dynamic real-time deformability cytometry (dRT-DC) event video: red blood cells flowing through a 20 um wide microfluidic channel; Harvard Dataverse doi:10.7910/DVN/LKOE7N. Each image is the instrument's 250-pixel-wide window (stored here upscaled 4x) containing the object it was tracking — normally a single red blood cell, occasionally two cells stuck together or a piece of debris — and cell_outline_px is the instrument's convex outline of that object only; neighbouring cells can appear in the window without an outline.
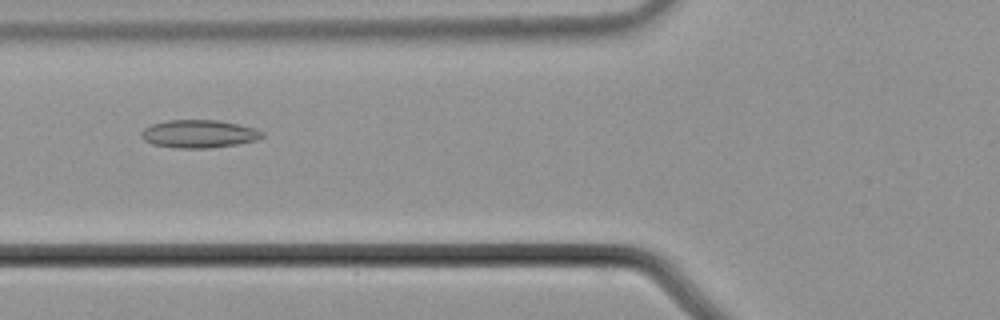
{"species": "common noctule bat (a hibernating species)", "species_latin": "Nyctalus noctula", "temperature_condition": "cold", "stored_images_in_passage": 55, "camera_frame_rate_fps": 3000, "um_per_image_px": 0.085, "animal": {"sex": "male", "body_mass_g": 21.5, "forearm_length_mm": 52.0}, "frame": {"image": 1, "passage_image": 21, "time_ms": 6.667, "image_size_px": [1000, 320], "cell_outline_px": [[264, 136], [256, 140], [236, 144], [208, 148], [180, 148], [152, 144], [144, 140], [140, 136], [140, 132], [144, 128], [152, 124], [168, 120], [220, 120], [256, 128], [264, 132]], "centroid_in_image_um": [16.91, 11.37], "position_along_channel_um": 108.9, "area_um2": 19.71}}
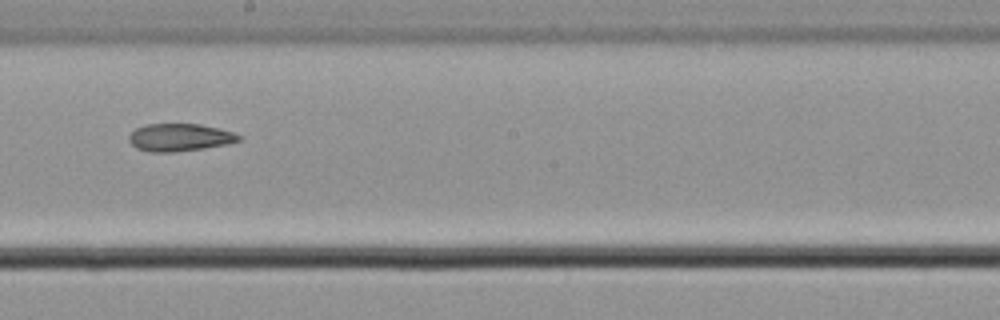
{"frame": {"image": 2, "passage_image": 31, "time_ms": 10.0, "image_size_px": [1000, 320], "cell_outline_px": [[244, 136], [240, 140], [228, 144], [204, 148], [172, 152], [148, 152], [136, 148], [128, 140], [128, 136], [136, 128], [144, 124], [200, 124], [220, 128]], "centroid_in_image_um": [15.28, 11.68], "position_along_channel_um": 232.9, "area_um2": 17.8}}
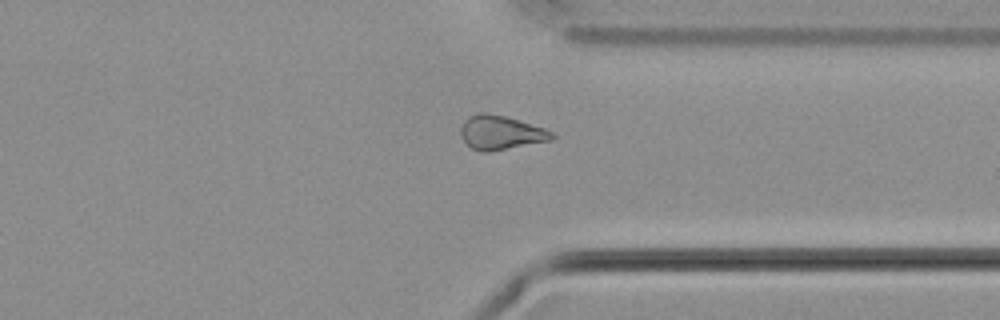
{"frame": {"image": 3, "passage_image": 42, "time_ms": 13.667, "image_size_px": [1000, 320], "cell_outline_px": [[556, 136], [552, 140], [488, 152], [480, 152], [472, 148], [464, 140], [460, 132], [460, 128], [464, 120], [468, 116], [476, 112], [488, 112], [504, 116], [544, 128], [552, 132]], "centroid_in_image_um": [42.54, 11.26], "position_along_channel_um": 368.9, "area_um2": 18.09}, "authors_computed_cell_mechanics": {"area_um2": 20.0566, "velocity_mm_per_s": 3.7166, "shape_relaxation_time_tau1_ms": null, "shape_relaxation_time_tau2_ms": 10.642, "deformation_change_tau1": null, "deformation_change_tau2": 0.1936}}